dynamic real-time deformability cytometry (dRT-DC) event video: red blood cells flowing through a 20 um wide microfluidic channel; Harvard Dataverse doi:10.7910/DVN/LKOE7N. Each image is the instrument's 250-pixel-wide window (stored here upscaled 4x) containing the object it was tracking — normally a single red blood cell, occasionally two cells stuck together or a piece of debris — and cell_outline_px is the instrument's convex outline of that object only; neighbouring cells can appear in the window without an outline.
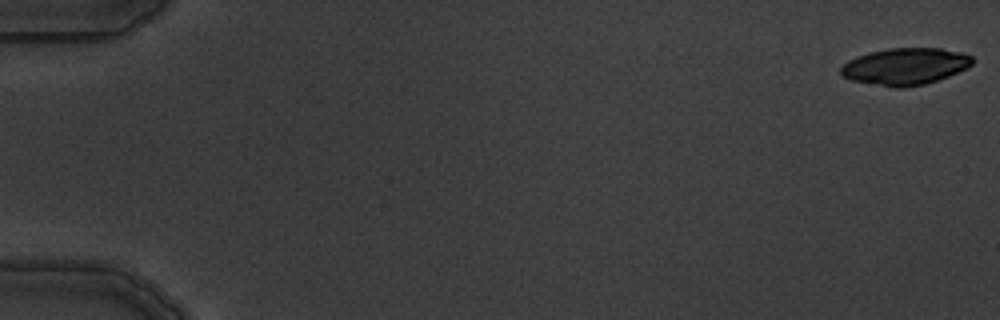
{"species": "common noctule bat (a hibernating species)", "species_latin": "Nyctalus noctula", "temperature_condition": "warm", "stored_images_in_passage": 7, "camera_frame_rate_fps": 3000, "um_per_image_px": 0.085, "animal": {"sex": "male", "body_mass_g": 19.5, "forearm_length_mm": 54.6}, "frame": {"image": 1, "passage_image": 1, "time_ms": 0.0, "image_size_px": [1000, 320], "cell_outline_px": [[972, 64], [968, 68], [948, 76], [924, 84], [904, 88], [892, 88], [852, 80], [844, 76], [840, 72], [840, 68], [848, 60], [856, 56], [868, 52], [888, 48], [940, 48], [964, 52], [972, 56]], "centroid_in_image_um": [76.95, 5.64], "position_along_channel_um": 8.1, "area_um2": 28.38}}